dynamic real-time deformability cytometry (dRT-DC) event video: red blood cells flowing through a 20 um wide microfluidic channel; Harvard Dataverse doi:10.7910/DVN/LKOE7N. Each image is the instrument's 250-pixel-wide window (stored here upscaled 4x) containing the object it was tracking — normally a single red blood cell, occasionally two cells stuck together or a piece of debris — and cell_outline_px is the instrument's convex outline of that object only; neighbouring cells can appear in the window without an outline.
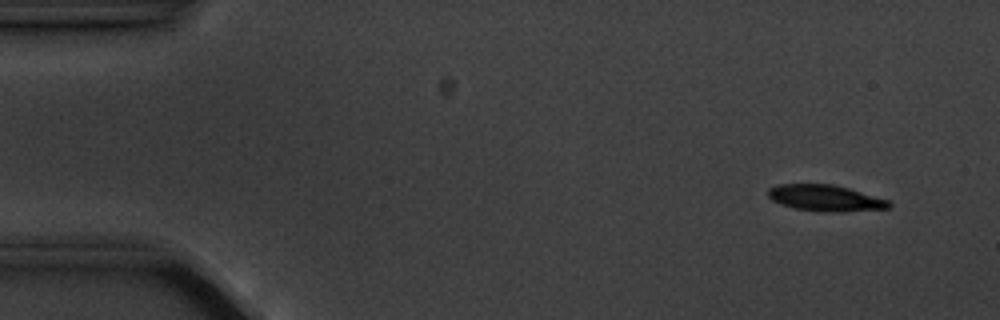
{"species": "common noctule bat (a hibernating species)", "species_latin": "Nyctalus noctula", "temperature_condition": "cold", "stored_images_in_passage": 4, "camera_frame_rate_fps": 3000, "um_per_image_px": 0.085, "animal": {"sex": "male", "body_mass_g": 20.1, "forearm_length_mm": 53.5}, "frame": {"image": 1, "passage_image": 1, "time_ms": 0.0, "image_size_px": [1000, 320], "cell_outline_px": [[892, 208], [832, 212], [824, 212], [792, 208], [780, 204], [772, 200], [768, 196], [768, 188], [776, 184], [832, 184], [848, 188], [888, 200], [892, 204]], "centroid_in_image_um": [70.12, 16.83], "position_along_channel_um": 14.9, "area_um2": 18.5}}